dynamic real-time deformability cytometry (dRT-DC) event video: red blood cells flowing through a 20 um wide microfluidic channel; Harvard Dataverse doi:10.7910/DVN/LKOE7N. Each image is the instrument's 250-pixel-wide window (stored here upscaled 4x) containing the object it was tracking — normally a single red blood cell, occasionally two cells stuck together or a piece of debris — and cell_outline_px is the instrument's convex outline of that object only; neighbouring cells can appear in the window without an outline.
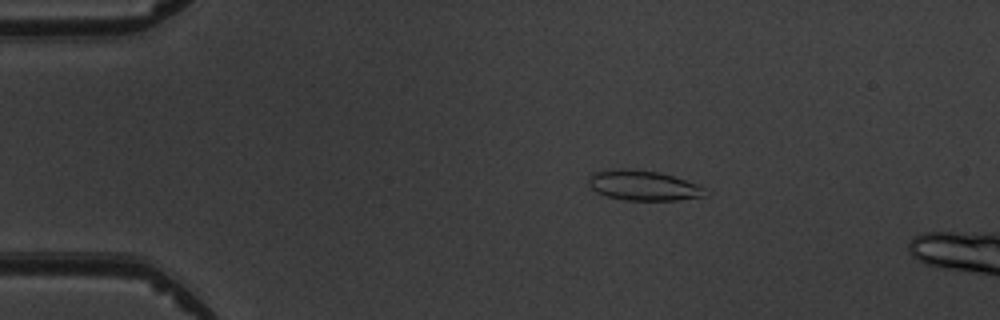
{"species": "common noctule bat (a hibernating species)", "species_latin": "Nyctalus noctula", "temperature_condition": "warm", "stored_images_in_passage": 5, "camera_frame_rate_fps": 3000, "um_per_image_px": 0.085, "animal": {"sex": "male", "body_mass_g": 19.5, "forearm_length_mm": 54.6}, "frame": {"image": 1, "passage_image": 3, "time_ms": 2.333, "image_size_px": [1000, 320], "cell_outline_px": [[708, 196], [680, 200], [624, 200], [608, 196], [596, 192], [588, 184], [588, 180], [592, 172], [620, 168], [624, 168], [656, 172], [672, 176], [700, 184], [704, 188]], "centroid_in_image_um": [54.7, 15.77], "position_along_channel_um": 30.3, "area_um2": 20.46}}